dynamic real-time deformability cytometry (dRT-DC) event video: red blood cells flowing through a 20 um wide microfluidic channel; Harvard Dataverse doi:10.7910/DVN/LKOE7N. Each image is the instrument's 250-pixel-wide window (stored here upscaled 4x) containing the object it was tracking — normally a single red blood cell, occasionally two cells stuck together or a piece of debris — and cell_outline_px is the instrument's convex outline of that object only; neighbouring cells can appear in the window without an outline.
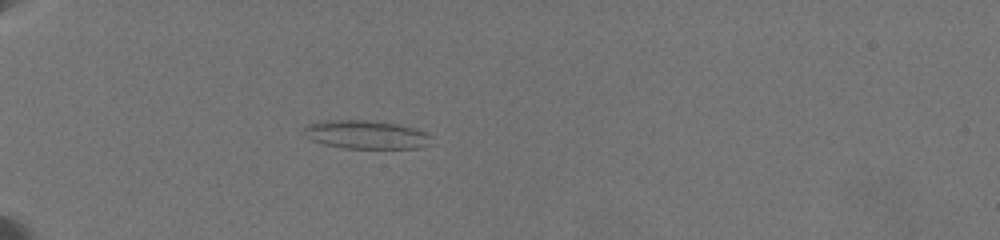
{"species": "common noctule bat (a hibernating species)", "species_latin": "Nyctalus noctula", "temperature_condition": "warm", "stored_images_in_passage": 36, "camera_frame_rate_fps": 3000, "um_per_image_px": 0.085, "animal": {"sex": "female", "body_mass_g": 19.5, "forearm_length_mm": 54.1}, "frame": {"image": 1, "passage_image": 10, "time_ms": 5.667, "image_size_px": [1000, 240], "cell_outline_px": [[436, 144], [420, 148], [344, 148], [324, 144], [312, 140], [304, 132], [304, 128], [308, 124], [324, 120], [368, 120], [396, 124], [412, 128], [424, 132], [432, 136]], "centroid_in_image_um": [31.19, 11.45], "position_along_channel_um": 53.8, "area_um2": 21.21}}
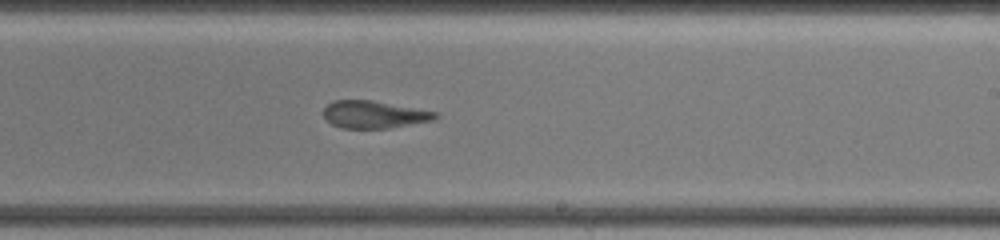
{"frame": {"image": 2, "passage_image": 20, "time_ms": 12.333, "image_size_px": [1000, 240], "cell_outline_px": [[440, 116], [432, 120], [388, 128], [340, 128], [332, 124], [324, 116], [324, 108], [328, 104], [336, 100], [368, 100], [436, 112]], "centroid_in_image_um": [31.76, 9.74], "position_along_channel_um": 257.2, "area_um2": 17.4}}
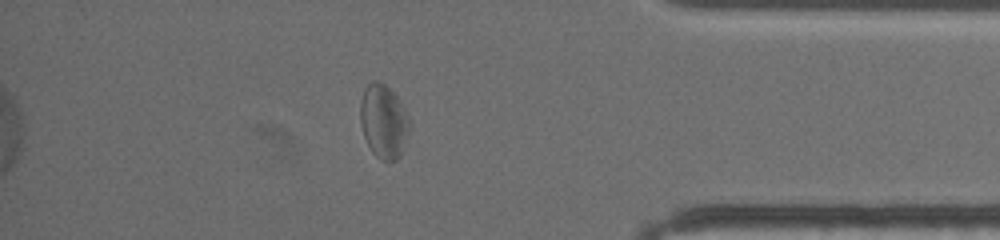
{"frame": {"image": 3, "passage_image": 33, "time_ms": 17.0, "image_size_px": [1000, 240], "cell_outline_px": [[408, 128], [400, 156], [396, 160], [380, 160], [372, 152], [364, 136], [360, 120], [360, 104], [364, 88], [372, 80], [376, 80], [384, 84], [404, 104], [408, 120]], "centroid_in_image_um": [32.58, 10.29], "position_along_channel_um": 402.6, "area_um2": 20.81}, "authors_computed_cell_mechanics": {"area_um2": 20.4901, "velocity_mm_per_s": 3.5402, "shape_relaxation_time_tau1_ms": null, "shape_relaxation_time_tau2_ms": 2.052, "deformation_change_tau1": null, "deformation_change_tau2": 0.1024}}